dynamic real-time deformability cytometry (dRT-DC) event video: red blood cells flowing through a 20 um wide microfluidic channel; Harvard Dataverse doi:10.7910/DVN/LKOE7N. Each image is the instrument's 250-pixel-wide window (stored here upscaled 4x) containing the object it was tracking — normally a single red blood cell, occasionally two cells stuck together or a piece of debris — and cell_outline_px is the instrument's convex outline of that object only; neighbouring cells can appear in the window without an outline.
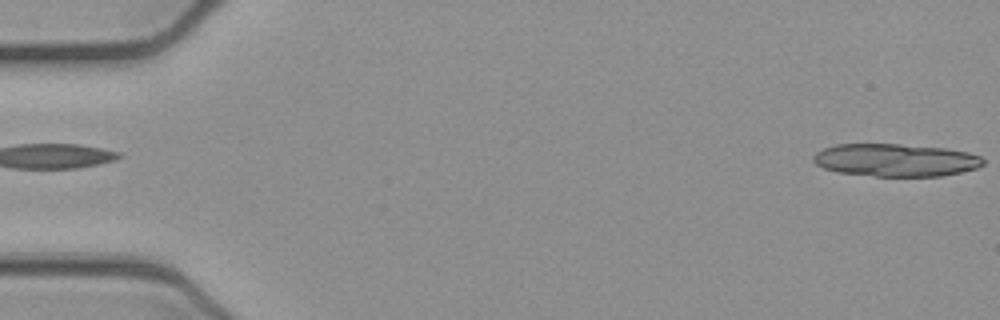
{"species": "common noctule bat (a hibernating species)", "species_latin": "Nyctalus noctula", "temperature_condition": "cold", "stored_images_in_passage": 15, "camera_frame_rate_fps": 3000, "um_per_image_px": 0.085, "animal": {"sex": "female", "body_mass_g": 21.9}, "frame": {"image": 1, "passage_image": 1, "time_ms": 0.0, "image_size_px": [1000, 320], "cell_outline_px": [[984, 164], [976, 168], [960, 172], [940, 176], [876, 176], [836, 172], [824, 168], [816, 164], [812, 160], [812, 156], [816, 152], [824, 148], [836, 144], [900, 144], [944, 148], [968, 152], [980, 156], [984, 160]], "centroid_in_image_um": [76.1, 13.6], "position_along_channel_um": 8.9, "area_um2": 32.37}}